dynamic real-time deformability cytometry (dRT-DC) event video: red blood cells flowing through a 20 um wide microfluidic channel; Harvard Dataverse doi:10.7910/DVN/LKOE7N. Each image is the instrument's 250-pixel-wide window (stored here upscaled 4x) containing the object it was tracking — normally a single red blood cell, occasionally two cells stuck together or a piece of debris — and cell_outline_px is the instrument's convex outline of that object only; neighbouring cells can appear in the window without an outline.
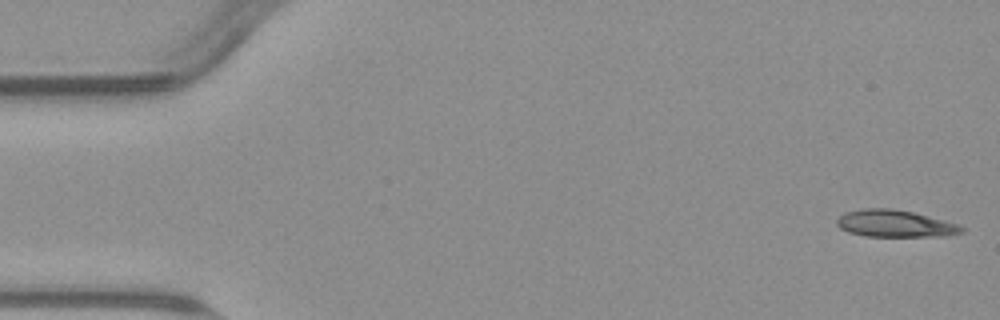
{"species": "common noctule bat (a hibernating species)", "species_latin": "Nyctalus noctula", "temperature_condition": "warm", "stored_images_in_passage": 54, "camera_frame_rate_fps": 3000, "um_per_image_px": 0.085, "animal": {"sex": "male", "body_mass_g": 23.1, "forearm_length_mm": 52.7}, "frame": {"image": 1, "passage_image": 1, "time_ms": 0.0, "image_size_px": [1000, 320], "cell_outline_px": [[964, 232], [944, 236], [864, 236], [848, 232], [840, 228], [836, 224], [836, 220], [844, 212], [864, 208], [892, 208], [912, 212], [960, 224], [964, 228]], "centroid_in_image_um": [76.06, 19.0], "position_along_channel_um": 8.9, "area_um2": 19.71}}
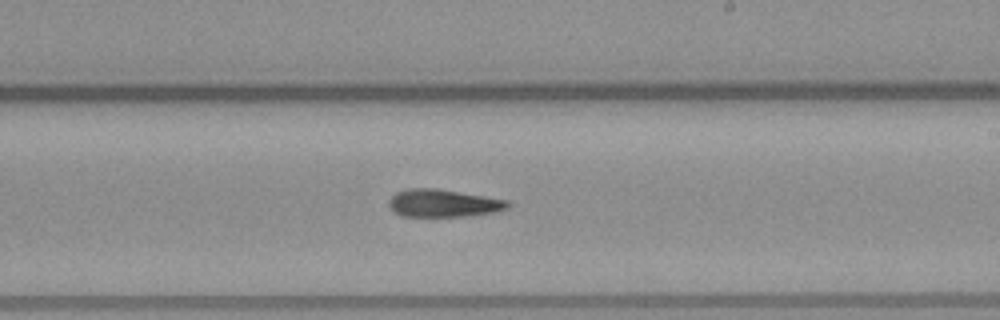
{"frame": {"image": 2, "passage_image": 31, "time_ms": 10.0, "image_size_px": [1000, 320], "cell_outline_px": [[508, 208], [492, 212], [460, 216], [400, 216], [388, 204], [388, 200], [396, 192], [408, 188], [436, 188], [508, 200]], "centroid_in_image_um": [37.63, 17.26], "position_along_channel_um": 251.4, "area_um2": 18.84}}
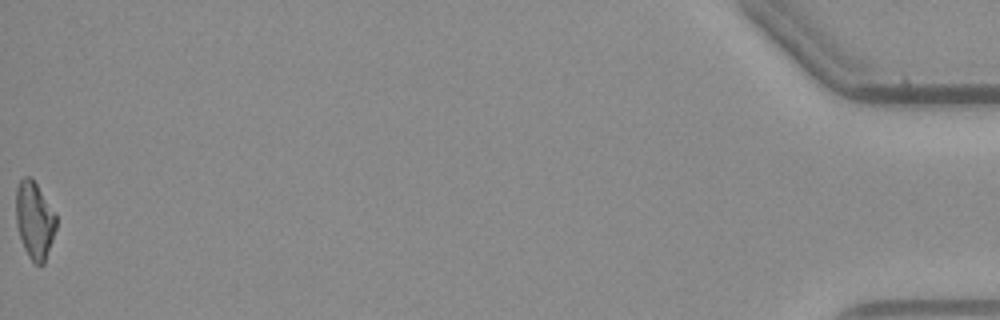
{"frame": {"image": 3, "passage_image": 54, "time_ms": 17.667, "image_size_px": [1000, 320], "cell_outline_px": [[56, 228], [44, 264], [36, 264], [28, 256], [24, 248], [16, 224], [16, 188], [20, 180], [24, 176], [32, 176], [56, 216]], "centroid_in_image_um": [2.92, 18.69], "position_along_channel_um": 432.3, "area_um2": 17.92}, "authors_computed_cell_mechanics": {"area_um2": 19.4786, "velocity_mm_per_s": 3.8018, "shape_relaxation_time_tau1_ms": 6.7491, "shape_relaxation_time_tau2_ms": 3.2915, "deformation_change_tau1": 0.2022, "deformation_change_tau2": 0.1207}}